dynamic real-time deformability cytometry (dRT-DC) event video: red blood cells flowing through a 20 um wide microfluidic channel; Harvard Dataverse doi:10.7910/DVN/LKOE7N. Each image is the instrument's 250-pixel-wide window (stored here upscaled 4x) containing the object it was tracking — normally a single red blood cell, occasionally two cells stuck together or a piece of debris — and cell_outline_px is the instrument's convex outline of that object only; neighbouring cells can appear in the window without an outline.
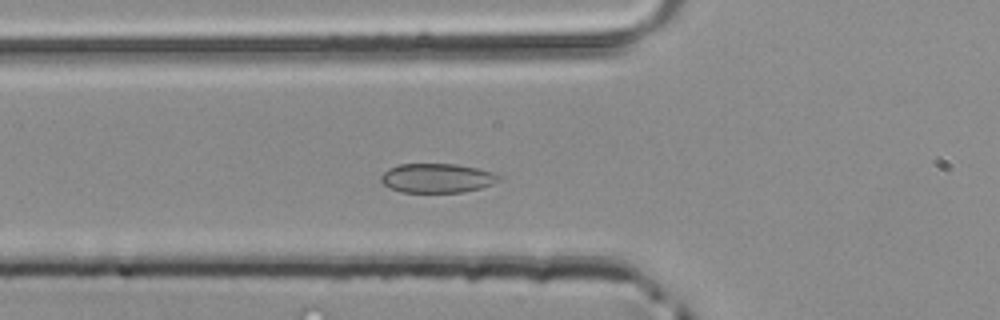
{"species": "common noctule bat (a hibernating species)", "species_latin": "Nyctalus noctula", "temperature_condition": "room temperature", "stored_images_in_passage": 38, "camera_frame_rate_fps": 3000, "um_per_image_px": 0.085, "animal": {"sex": "male", "body_mass_g": 20.4}, "frame": {"image": 1, "passage_image": 10, "time_ms": 3.0, "image_size_px": [1000, 320], "cell_outline_px": [[504, 176], [500, 180], [492, 184], [480, 188], [464, 192], [400, 192], [384, 184], [380, 180], [380, 176], [388, 168], [400, 164], [456, 164], [476, 168], [492, 172]], "centroid_in_image_um": [37.17, 15.14], "position_along_channel_um": 88.6, "area_um2": 20.11}}
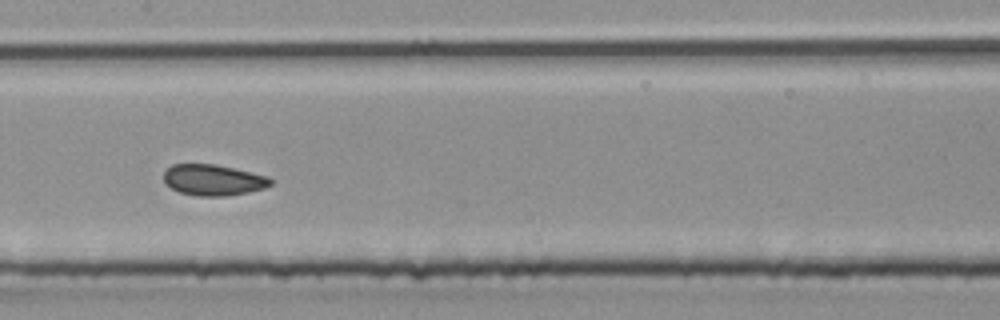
{"frame": {"image": 2, "passage_image": 17, "time_ms": 5.333, "image_size_px": [1000, 320], "cell_outline_px": [[272, 184], [264, 188], [248, 192], [224, 196], [196, 196], [180, 192], [172, 188], [164, 180], [164, 172], [172, 164], [212, 164], [232, 168], [264, 176], [272, 180]], "centroid_in_image_um": [18.09, 15.31], "position_along_channel_um": 189.3, "area_um2": 18.9}}
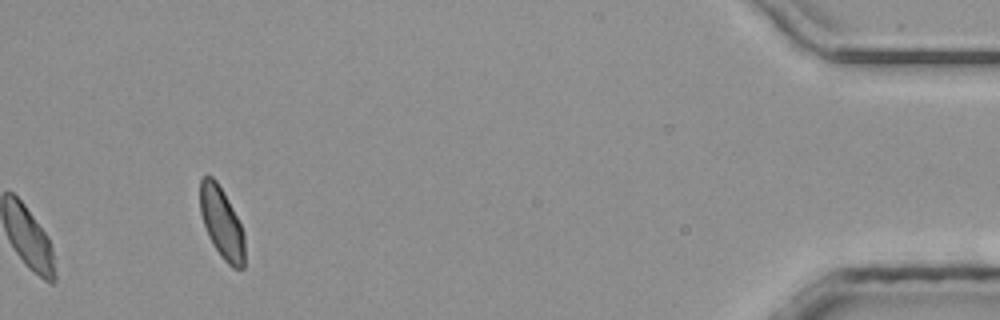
{"frame": {"image": 3, "passage_image": 38, "time_ms": 12.333, "image_size_px": [1000, 320], "cell_outline_px": [[244, 268], [232, 268], [220, 256], [212, 244], [208, 236], [200, 212], [200, 180], [204, 176], [212, 176], [216, 180], [224, 192], [244, 232]], "centroid_in_image_um": [18.84, 18.96], "position_along_channel_um": 416.4, "area_um2": 18.44}}